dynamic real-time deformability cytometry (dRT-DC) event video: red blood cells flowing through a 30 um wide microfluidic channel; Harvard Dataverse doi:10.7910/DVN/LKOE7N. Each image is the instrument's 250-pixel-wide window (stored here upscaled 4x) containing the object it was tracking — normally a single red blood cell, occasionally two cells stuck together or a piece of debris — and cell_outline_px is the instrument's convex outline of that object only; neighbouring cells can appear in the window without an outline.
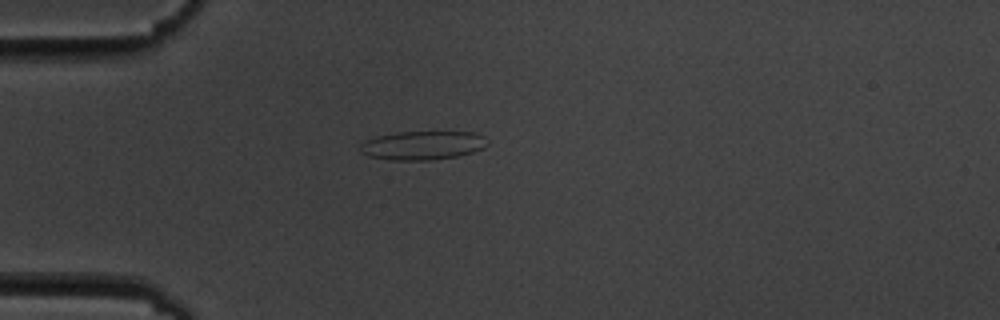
{"species": "common noctule bat (a hibernating species)", "species_latin": "Nyctalus noctula", "temperature_condition": "cold", "stored_images_in_passage": 7, "camera_frame_rate_fps": 3000, "um_per_image_px": 0.085, "animal": {"sex": "male", "body_mass_g": 19.5, "forearm_length_mm": 54.6}, "frame": {"image": 1, "passage_image": 4, "time_ms": 3.333, "image_size_px": [1000, 320], "cell_outline_px": [[488, 144], [484, 148], [472, 152], [456, 156], [432, 160], [388, 160], [368, 156], [360, 152], [360, 144], [364, 140], [396, 132], [476, 132], [484, 136], [488, 140]], "centroid_in_image_um": [35.93, 12.36], "position_along_channel_um": 49.1, "area_um2": 21.44}}
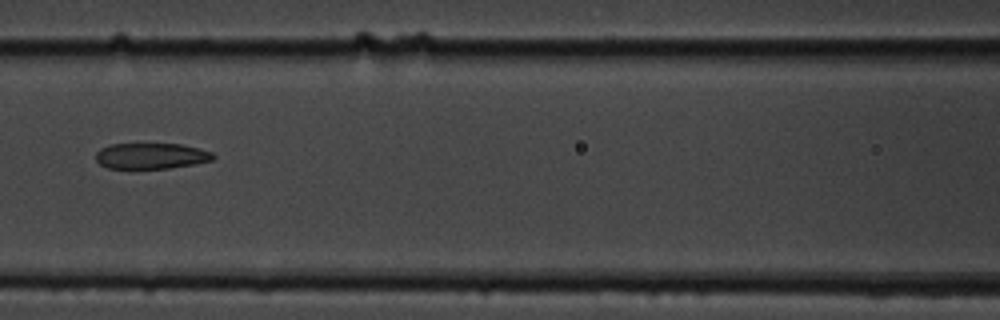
{"frame": {"image": 2, "passage_image": 7, "time_ms": 6.667, "image_size_px": [1000, 320], "cell_outline_px": [[216, 156], [212, 160], [192, 164], [168, 168], [108, 168], [100, 164], [96, 160], [96, 152], [100, 148], [108, 144], [180, 144], [212, 152]], "centroid_in_image_um": [12.81, 13.25], "position_along_channel_um": 153.8, "area_um2": 17.51}}